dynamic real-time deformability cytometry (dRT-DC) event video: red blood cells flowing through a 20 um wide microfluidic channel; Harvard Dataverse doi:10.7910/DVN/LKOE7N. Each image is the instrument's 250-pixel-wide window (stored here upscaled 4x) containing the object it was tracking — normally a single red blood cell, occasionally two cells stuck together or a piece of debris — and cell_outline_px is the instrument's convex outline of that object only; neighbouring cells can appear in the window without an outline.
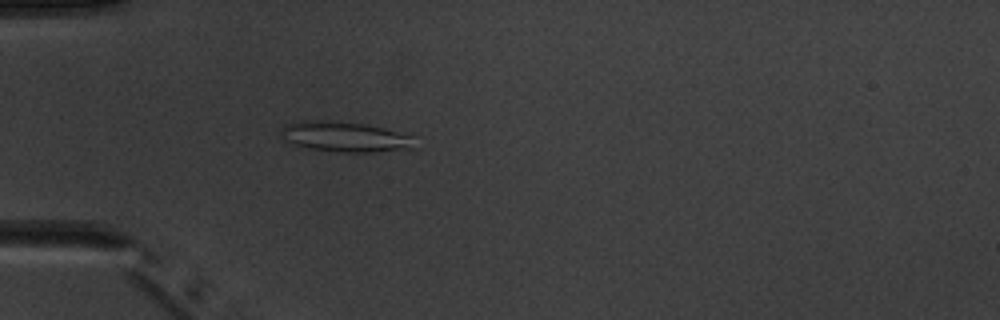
{"species": "common noctule bat (a hibernating species)", "species_latin": "Nyctalus noctula", "temperature_condition": "warm", "stored_images_in_passage": 3, "camera_frame_rate_fps": 3000, "um_per_image_px": 0.085, "animal": {"sex": "male", "body_mass_g": 20.1, "forearm_length_mm": 53.5}, "frame": {"image": 1, "passage_image": 3, "time_ms": 2.333, "image_size_px": [1000, 320], "cell_outline_px": [[420, 148], [416, 152], [336, 152], [308, 148], [292, 144], [284, 140], [276, 132], [284, 124], [304, 120], [316, 120], [368, 124], [384, 128], [412, 136]], "centroid_in_image_um": [29.42, 11.66], "position_along_channel_um": 55.6, "area_um2": 24.74}}